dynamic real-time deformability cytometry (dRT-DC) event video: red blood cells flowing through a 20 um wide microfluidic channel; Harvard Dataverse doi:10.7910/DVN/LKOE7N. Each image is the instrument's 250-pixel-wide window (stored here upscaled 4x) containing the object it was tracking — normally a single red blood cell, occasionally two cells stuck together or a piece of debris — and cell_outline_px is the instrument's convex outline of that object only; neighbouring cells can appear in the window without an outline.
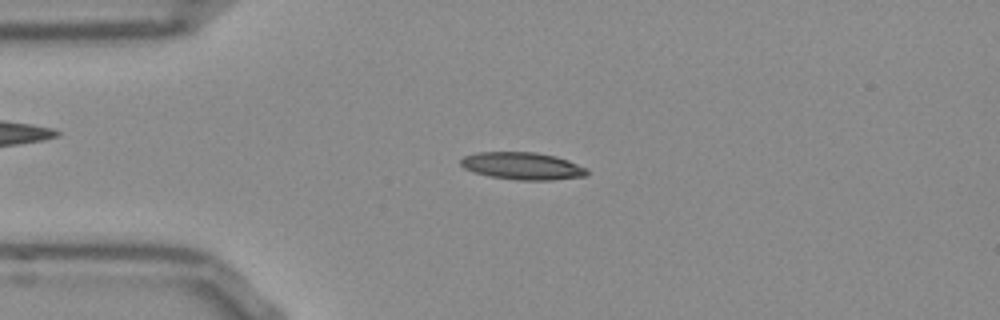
{"species": "Egyptian fruit bat (a non-hibernating species)", "species_latin": "Rousettus aegyptiacus", "temperature_condition": "room temperature", "stored_images_in_passage": 53, "camera_frame_rate_fps": 3000, "um_per_image_px": 0.085, "frame": {"image": 1, "passage_image": 12, "time_ms": 3.667, "image_size_px": [1000, 320], "cell_outline_px": [[588, 176], [552, 180], [516, 180], [488, 176], [472, 172], [464, 168], [460, 164], [460, 160], [464, 156], [476, 152], [536, 152], [556, 156], [568, 160], [588, 168]], "centroid_in_image_um": [44.42, 14.11], "position_along_channel_um": 40.6, "area_um2": 20.4}}
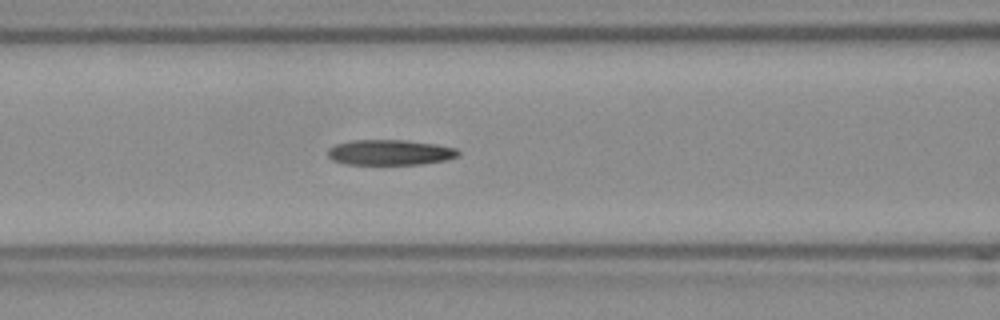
{"frame": {"image": 2, "passage_image": 21, "time_ms": 6.667, "image_size_px": [1000, 320], "cell_outline_px": [[460, 156], [444, 160], [420, 164], [344, 164], [332, 160], [328, 156], [328, 148], [336, 144], [352, 140], [404, 140], [436, 144], [456, 148], [460, 152]], "centroid_in_image_um": [33.14, 12.95], "position_along_channel_um": 133.5, "area_um2": 19.31}}
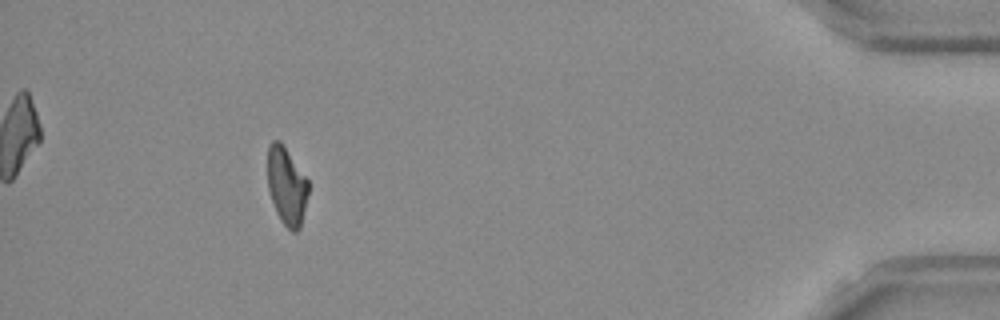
{"frame": {"image": 3, "passage_image": 48, "time_ms": 15.667, "image_size_px": [1000, 320], "cell_outline_px": [[308, 192], [300, 228], [296, 232], [292, 232], [280, 220], [276, 212], [268, 188], [268, 144], [272, 140], [280, 140], [308, 180]], "centroid_in_image_um": [24.35, 15.8], "position_along_channel_um": 410.8, "area_um2": 18.32}}